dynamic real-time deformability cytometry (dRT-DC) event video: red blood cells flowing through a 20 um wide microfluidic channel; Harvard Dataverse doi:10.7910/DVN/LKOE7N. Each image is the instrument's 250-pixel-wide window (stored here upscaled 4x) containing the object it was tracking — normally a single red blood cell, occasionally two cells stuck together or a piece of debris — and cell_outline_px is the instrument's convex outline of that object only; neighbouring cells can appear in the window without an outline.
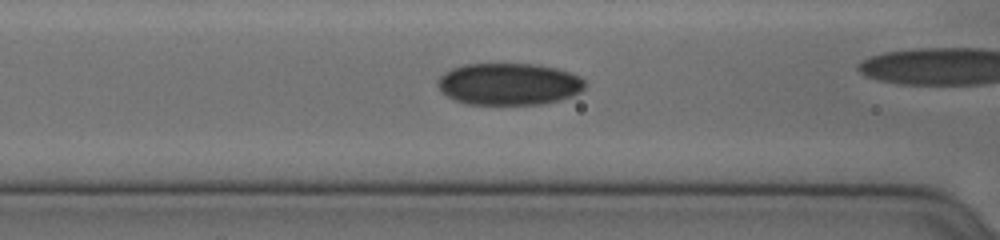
{"species": "human", "species_latin": "Homo sapiens", "temperature_condition": "cold", "stored_images_in_passage": 33, "camera_frame_rate_fps": 3000, "um_per_image_px": 0.085, "donor": {"sex": "female"}, "frame": {"image": 1, "passage_image": 6, "time_ms": 1.667, "image_size_px": [1000, 240], "cell_outline_px": [[584, 88], [580, 92], [572, 96], [560, 100], [540, 104], [468, 104], [456, 100], [440, 92], [436, 84], [440, 76], [444, 72], [452, 68], [464, 64], [532, 64], [556, 68], [568, 72], [584, 80]], "centroid_in_image_um": [43.21, 7.14], "position_along_channel_um": 123.4, "area_um2": 35.89}}
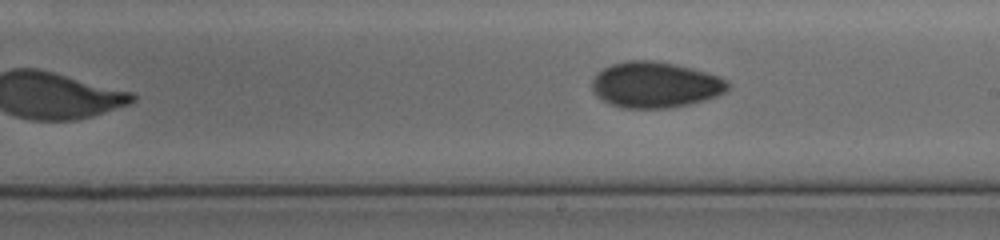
{"frame": {"image": 2, "passage_image": 15, "time_ms": 4.667, "image_size_px": [1000, 240], "cell_outline_px": [[732, 84], [724, 92], [716, 96], [704, 100], [688, 104], [668, 108], [624, 108], [612, 104], [596, 96], [592, 88], [592, 80], [596, 72], [612, 64], [624, 60], [652, 60], [676, 64], [692, 68], [720, 76], [728, 80]], "centroid_in_image_um": [55.7, 7.19], "position_along_channel_um": 233.3, "area_um2": 36.47}}
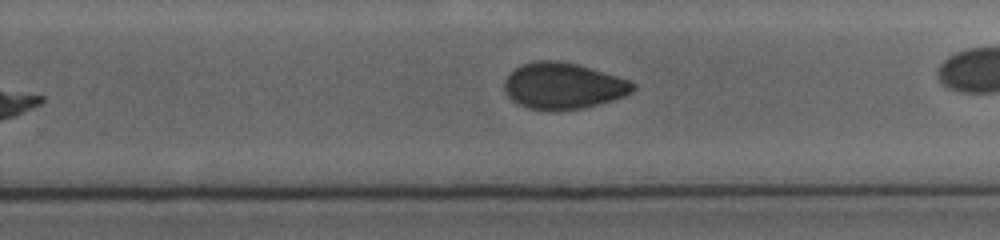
{"frame": {"image": 3, "passage_image": 19, "time_ms": 6.0, "image_size_px": [1000, 240], "cell_outline_px": [[636, 88], [632, 92], [624, 96], [612, 100], [580, 108], [528, 108], [516, 104], [504, 92], [504, 80], [520, 64], [536, 60], [556, 60], [576, 64], [592, 68], [628, 80], [636, 84]], "centroid_in_image_um": [47.85, 7.26], "position_along_channel_um": 281.9, "area_um2": 34.1}, "authors_computed_cell_mechanics": {"area_um2": 36.125, "velocity_mm_per_s": 3.6621, "shape_relaxation_time_tau1_ms": 5.5494, "shape_relaxation_time_tau2_ms": 5.9012, "deformation_change_tau1": 0.1232, "deformation_change_tau2": 0.0755}}